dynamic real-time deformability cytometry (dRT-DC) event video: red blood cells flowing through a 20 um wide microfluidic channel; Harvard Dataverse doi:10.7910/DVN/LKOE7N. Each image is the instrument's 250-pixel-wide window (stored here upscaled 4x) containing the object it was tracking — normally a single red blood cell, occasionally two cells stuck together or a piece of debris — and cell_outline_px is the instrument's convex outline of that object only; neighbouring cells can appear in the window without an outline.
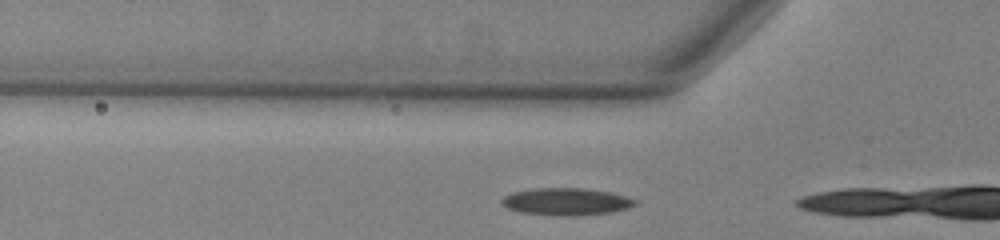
{"species": "common noctule bat (a hibernating species)", "species_latin": "Nyctalus noctula", "temperature_condition": "warm", "stored_images_in_passage": 9, "camera_frame_rate_fps": 3000, "um_per_image_px": 0.085, "animal": {"sex": "male", "body_mass_g": 13.0, "forearm_length_mm": 53.1}, "frame": {"image": 1, "passage_image": 7, "time_ms": 2.0, "image_size_px": [1000, 240], "cell_outline_px": [[636, 204], [628, 208], [612, 212], [572, 216], [560, 216], [520, 212], [508, 208], [500, 204], [500, 200], [504, 196], [512, 192], [532, 188], [584, 188], [608, 192], [624, 196], [636, 200]], "centroid_in_image_um": [48.08, 17.14], "position_along_channel_um": 77.7, "area_um2": 21.15}}